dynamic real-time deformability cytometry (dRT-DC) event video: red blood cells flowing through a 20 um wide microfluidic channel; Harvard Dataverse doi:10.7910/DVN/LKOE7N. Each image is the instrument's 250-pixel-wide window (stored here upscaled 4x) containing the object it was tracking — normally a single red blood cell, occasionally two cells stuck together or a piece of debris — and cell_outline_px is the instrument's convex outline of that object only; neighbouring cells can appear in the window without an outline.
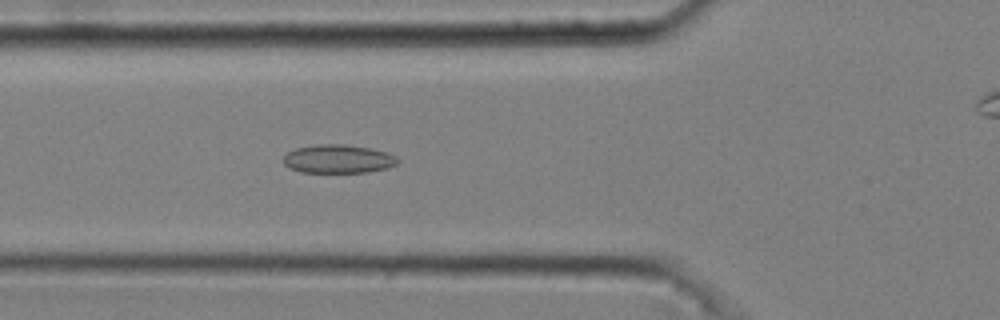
{"species": "common noctule bat (a hibernating species)", "species_latin": "Nyctalus noctula", "temperature_condition": "cold", "stored_images_in_passage": 41, "camera_frame_rate_fps": 3000, "um_per_image_px": 0.085, "animal": {"sex": "male", "body_mass_g": 20.4}, "frame": {"image": 1, "passage_image": 12, "time_ms": 3.667, "image_size_px": [1000, 320], "cell_outline_px": [[400, 160], [396, 164], [388, 168], [368, 172], [300, 172], [284, 164], [284, 156], [288, 152], [296, 148], [316, 144], [344, 144], [368, 148], [388, 152], [396, 156]], "centroid_in_image_um": [28.77, 13.5], "position_along_channel_um": 97.0, "area_um2": 18.96}}
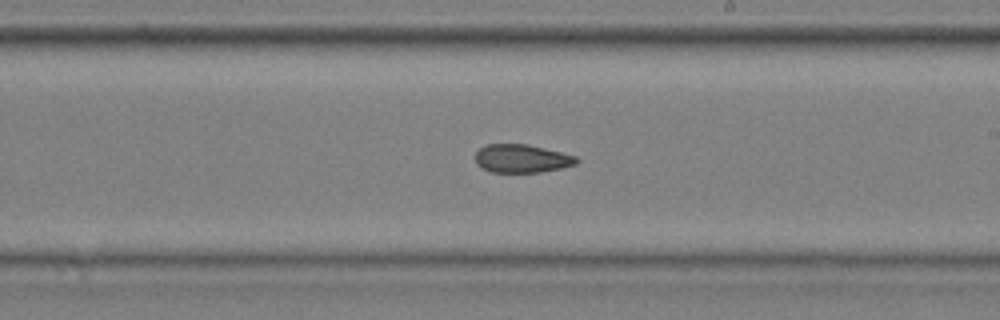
{"frame": {"image": 2, "passage_image": 24, "time_ms": 7.667, "image_size_px": [1000, 320], "cell_outline_px": [[580, 160], [576, 164], [560, 168], [540, 172], [492, 172], [480, 168], [476, 164], [476, 152], [480, 148], [488, 144], [528, 144], [576, 156]], "centroid_in_image_um": [44.33, 13.48], "position_along_channel_um": 244.7, "area_um2": 16.65}}
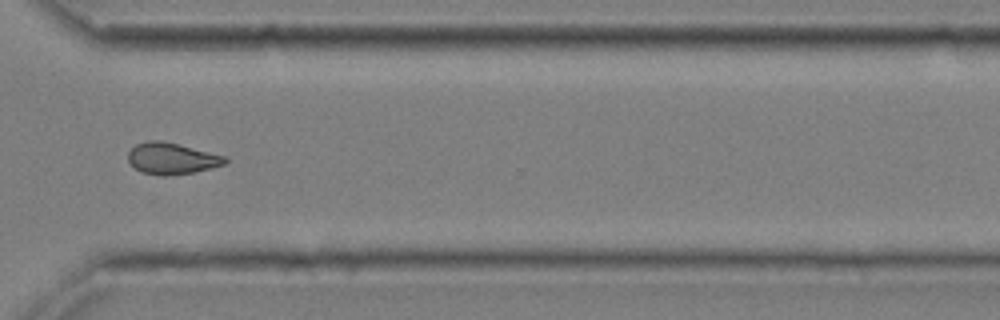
{"frame": {"image": 3, "passage_image": 33, "time_ms": 10.667, "image_size_px": [1000, 320], "cell_outline_px": [[228, 160], [224, 164], [212, 168], [192, 172], [168, 176], [160, 176], [140, 172], [128, 160], [128, 152], [136, 144], [148, 140], [160, 140], [180, 144], [228, 156]], "centroid_in_image_um": [14.62, 13.46], "position_along_channel_um": 356.0, "area_um2": 17.98}, "authors_computed_cell_mechanics": {"area_um2": 17.5712, "velocity_mm_per_s": 3.6849, "shape_relaxation_time_tau1_ms": null, "shape_relaxation_time_tau2_ms": 3.7457, "deformation_change_tau1": null, "deformation_change_tau2": 0.0981}}